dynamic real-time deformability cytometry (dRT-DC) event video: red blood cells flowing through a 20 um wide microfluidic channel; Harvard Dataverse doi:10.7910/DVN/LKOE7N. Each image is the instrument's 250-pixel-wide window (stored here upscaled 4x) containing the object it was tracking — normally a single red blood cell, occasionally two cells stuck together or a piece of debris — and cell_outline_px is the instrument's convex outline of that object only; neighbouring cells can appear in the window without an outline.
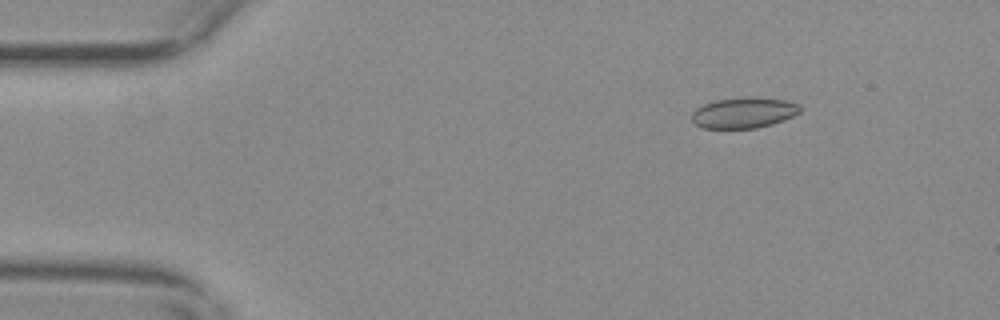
{"species": "common noctule bat (a hibernating species)", "species_latin": "Nyctalus noctula", "temperature_condition": "warm", "stored_images_in_passage": 56, "camera_frame_rate_fps": 3000, "um_per_image_px": 0.085, "animal": {"sex": "female", "body_mass_g": 29.2, "forearm_length_mm": 56.3}, "frame": {"image": 1, "passage_image": 8, "time_ms": 2.333, "image_size_px": [1000, 320], "cell_outline_px": [[804, 108], [800, 112], [784, 120], [772, 124], [756, 128], [700, 128], [692, 120], [692, 112], [696, 108], [704, 104], [716, 100], [748, 96], [756, 96], [784, 100], [800, 104]], "centroid_in_image_um": [63.25, 9.57], "position_along_channel_um": 21.7, "area_um2": 19.65}}
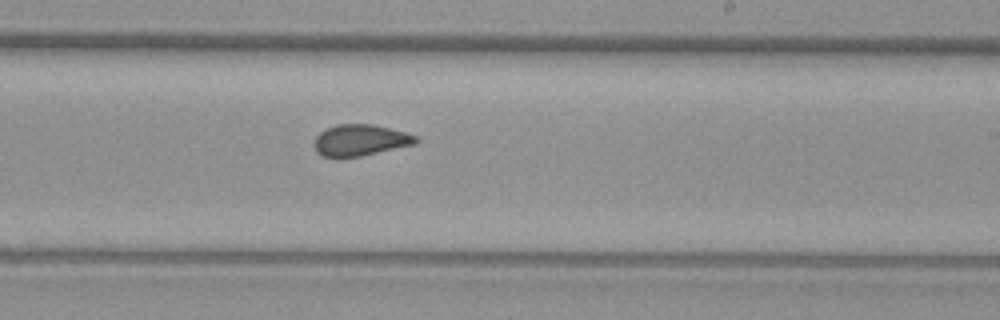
{"frame": {"image": 2, "passage_image": 34, "time_ms": 11.0, "image_size_px": [1000, 320], "cell_outline_px": [[420, 140], [416, 144], [360, 156], [336, 160], [324, 156], [316, 152], [312, 144], [316, 136], [320, 132], [336, 124], [372, 124], [404, 132], [416, 136]], "centroid_in_image_um": [30.57, 11.95], "position_along_channel_um": 258.4, "area_um2": 18.9}}
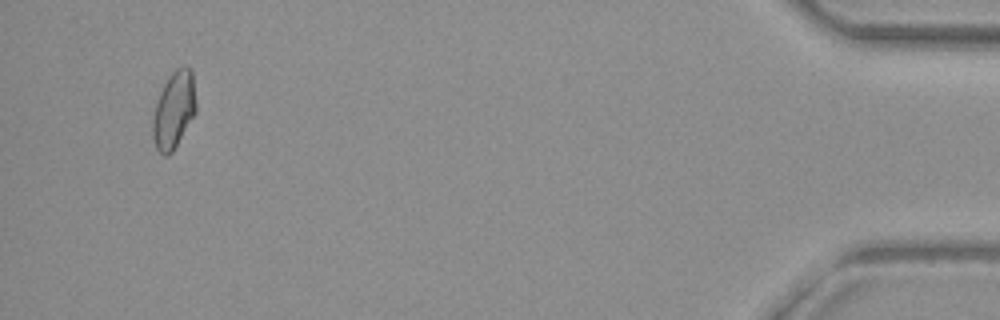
{"frame": {"image": 3, "passage_image": 54, "time_ms": 17.667, "image_size_px": [1000, 320], "cell_outline_px": [[196, 112], [172, 152], [168, 156], [164, 156], [156, 148], [152, 136], [152, 116], [160, 92], [168, 76], [176, 68], [184, 64], [192, 72], [196, 104]], "centroid_in_image_um": [14.76, 9.34], "position_along_channel_um": 420.4, "area_um2": 19.42}, "authors_computed_cell_mechanics": {"area_um2": 18.9873, "velocity_mm_per_s": 3.6802, "shape_relaxation_time_tau1_ms": null, "shape_relaxation_time_tau2_ms": 0.868, "deformation_change_tau1": null, "deformation_change_tau2": 0.0665}}